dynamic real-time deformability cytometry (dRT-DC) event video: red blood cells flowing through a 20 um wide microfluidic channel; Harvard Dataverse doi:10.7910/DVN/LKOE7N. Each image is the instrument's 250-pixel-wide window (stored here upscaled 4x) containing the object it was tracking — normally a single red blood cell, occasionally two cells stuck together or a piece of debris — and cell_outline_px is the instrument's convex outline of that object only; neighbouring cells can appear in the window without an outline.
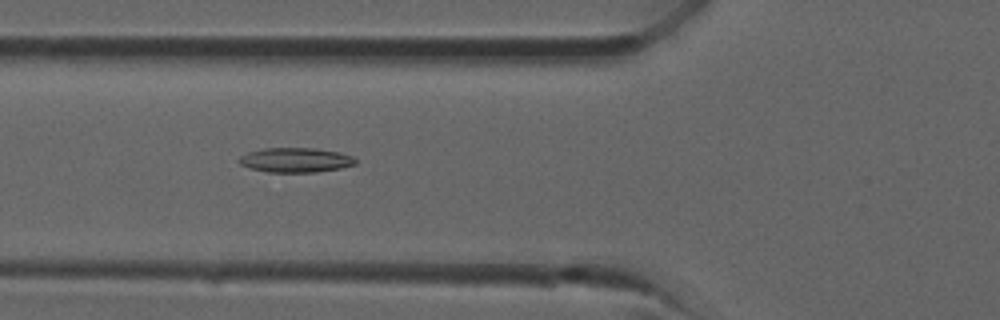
{"species": "common noctule bat (a hibernating species)", "species_latin": "Nyctalus noctula", "temperature_condition": "room temperature", "stored_images_in_passage": 32, "camera_frame_rate_fps": 3000, "um_per_image_px": 0.085, "animal": {"sex": "male", "forearm_length_mm": 52.5}, "frame": {"image": 1, "passage_image": 10, "time_ms": 3.0, "image_size_px": [1000, 320], "cell_outline_px": [[356, 164], [340, 168], [316, 172], [268, 172], [252, 168], [240, 164], [236, 160], [240, 156], [248, 152], [264, 148], [316, 148], [340, 152], [352, 156], [356, 160]], "centroid_in_image_um": [25.12, 13.59], "position_along_channel_um": 100.7, "area_um2": 16.7}}
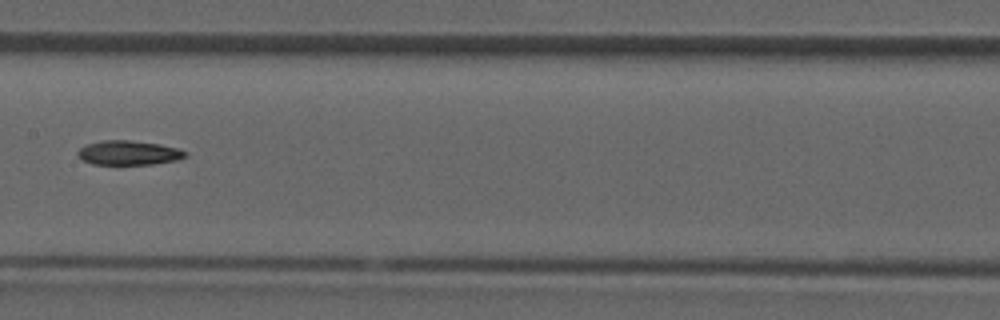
{"frame": {"image": 2, "passage_image": 15, "time_ms": 4.667, "image_size_px": [1000, 320], "cell_outline_px": [[188, 156], [180, 160], [152, 164], [92, 164], [84, 160], [76, 152], [84, 144], [104, 140], [128, 140], [160, 144], [176, 148], [188, 152]], "centroid_in_image_um": [10.97, 12.98], "position_along_channel_um": 196.4, "area_um2": 15.32}}
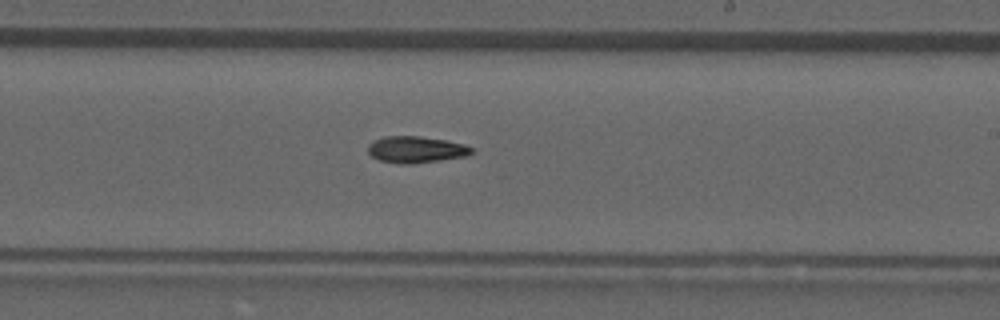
{"frame": {"image": 3, "passage_image": 18, "time_ms": 5.667, "image_size_px": [1000, 320], "cell_outline_px": [[472, 152], [464, 156], [440, 160], [412, 164], [400, 164], [380, 160], [372, 156], [368, 152], [368, 144], [372, 140], [384, 136], [420, 136], [448, 140], [464, 144], [472, 148]], "centroid_in_image_um": [35.32, 12.7], "position_along_channel_um": 253.7, "area_um2": 16.07}}